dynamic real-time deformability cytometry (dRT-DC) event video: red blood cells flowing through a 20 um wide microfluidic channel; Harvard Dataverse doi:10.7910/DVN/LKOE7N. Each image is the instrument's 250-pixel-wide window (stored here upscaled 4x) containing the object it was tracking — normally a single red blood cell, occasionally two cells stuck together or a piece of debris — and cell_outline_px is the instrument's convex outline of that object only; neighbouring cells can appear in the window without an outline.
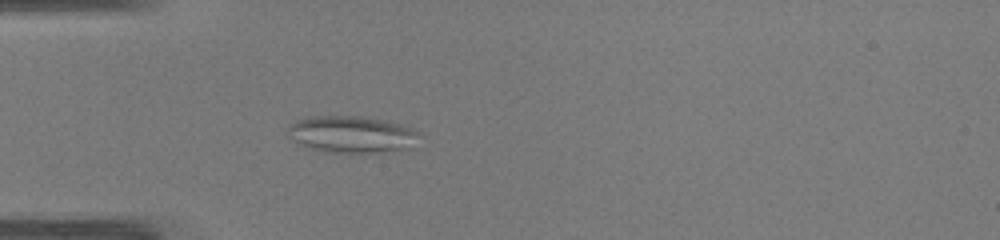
{"species": "common noctule bat (a hibernating species)", "species_latin": "Nyctalus noctula", "temperature_condition": "warm", "stored_images_in_passage": 42, "segment_of_instrument_passage": [1, 2], "camera_frame_rate_fps": 3000, "um_per_image_px": 0.085, "animal": {"sex": "male", "body_mass_g": 19.0, "forearm_length_mm": 50.8}, "frame": {"image": 1, "passage_image": 14, "time_ms": 4.333, "image_size_px": [1000, 240], "cell_outline_px": [[416, 132], [412, 148], [380, 152], [324, 152], [296, 144], [288, 136], [288, 128], [296, 120], [316, 116], [360, 116], [388, 120], [408, 124]], "centroid_in_image_um": [29.87, 11.41], "position_along_channel_um": 55.1, "area_um2": 28.26}}
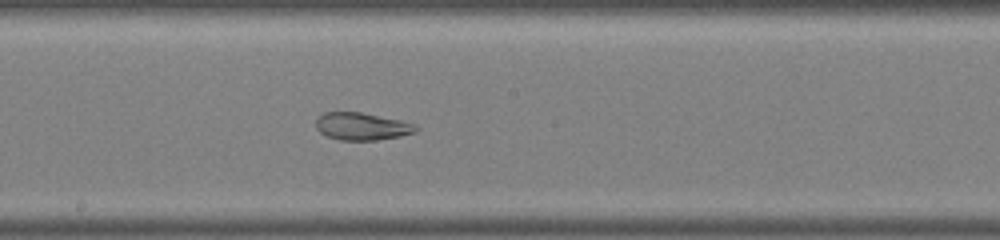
{"frame": {"image": 2, "passage_image": 26, "time_ms": 8.333, "image_size_px": [1000, 240], "cell_outline_px": [[420, 128], [416, 132], [400, 136], [376, 140], [340, 140], [328, 136], [320, 132], [316, 128], [316, 116], [324, 112], [360, 112], [400, 120], [416, 124]], "centroid_in_image_um": [30.76, 10.73], "position_along_channel_um": 217.4, "area_um2": 16.07}}
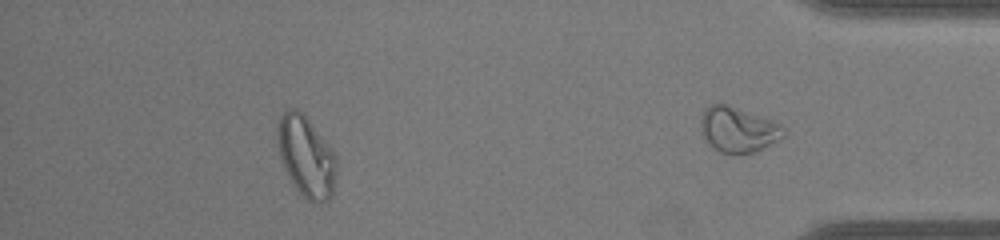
{"frame": {"image": 3, "passage_image": 37, "time_ms": 12.0, "image_size_px": [1000, 240], "cell_outline_px": [[336, 172], [332, 196], [328, 200], [308, 200], [296, 188], [288, 176], [284, 168], [280, 156], [276, 136], [276, 128], [280, 116], [284, 108], [296, 108], [308, 120], [328, 144], [336, 156]], "centroid_in_image_um": [25.99, 13.26], "position_along_channel_um": 409.2, "area_um2": 27.4}}